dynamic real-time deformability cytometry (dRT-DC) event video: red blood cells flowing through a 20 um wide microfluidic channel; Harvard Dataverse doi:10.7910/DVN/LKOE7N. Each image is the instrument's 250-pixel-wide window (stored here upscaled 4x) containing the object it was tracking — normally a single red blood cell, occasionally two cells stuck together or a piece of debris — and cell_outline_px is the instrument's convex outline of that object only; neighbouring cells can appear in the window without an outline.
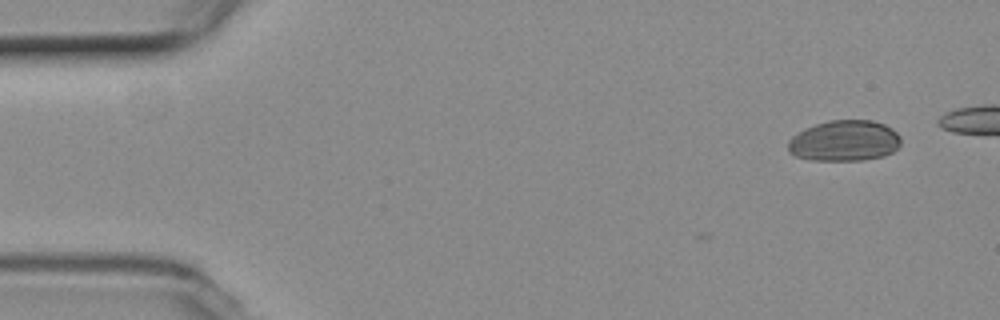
{"species": "common noctule bat (a hibernating species)", "species_latin": "Nyctalus noctula", "temperature_condition": "room temperature", "stored_images_in_passage": 8, "camera_frame_rate_fps": 3000, "um_per_image_px": 0.085, "animal": {"sex": "female", "body_mass_g": 19.3, "forearm_length_mm": 54.1}, "frame": {"image": 1, "passage_image": 1, "time_ms": 0.0, "image_size_px": [1000, 320], "cell_outline_px": [[900, 144], [892, 152], [884, 156], [860, 160], [812, 160], [796, 156], [788, 152], [788, 140], [792, 136], [816, 124], [828, 120], [872, 120], [884, 124], [892, 128], [900, 136]], "centroid_in_image_um": [71.78, 11.97], "position_along_channel_um": 13.2, "area_um2": 26.76}}